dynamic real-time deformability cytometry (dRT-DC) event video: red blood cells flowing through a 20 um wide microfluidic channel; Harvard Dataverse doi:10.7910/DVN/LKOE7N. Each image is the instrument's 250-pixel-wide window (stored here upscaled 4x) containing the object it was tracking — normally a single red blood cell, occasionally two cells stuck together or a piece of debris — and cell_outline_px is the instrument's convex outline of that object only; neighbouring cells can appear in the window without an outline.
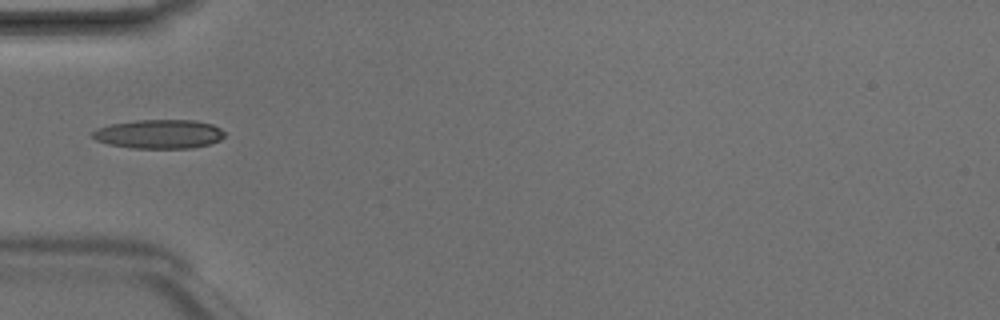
{"species": "Egyptian fruit bat (a non-hibernating species)", "species_latin": "Rousettus aegyptiacus", "temperature_condition": "room temperature", "stored_images_in_passage": 5, "camera_frame_rate_fps": 3000, "um_per_image_px": 0.085, "animal": {"sex": "male"}, "frame": {"image": 1, "passage_image": 5, "time_ms": 1.333, "image_size_px": [1000, 320], "cell_outline_px": [[224, 136], [220, 140], [208, 144], [192, 148], [132, 148], [108, 144], [96, 140], [92, 136], [92, 132], [96, 128], [112, 124], [136, 120], [196, 120], [212, 124], [220, 128], [224, 132]], "centroid_in_image_um": [13.52, 11.39], "position_along_channel_um": 71.5, "area_um2": 22.31}}